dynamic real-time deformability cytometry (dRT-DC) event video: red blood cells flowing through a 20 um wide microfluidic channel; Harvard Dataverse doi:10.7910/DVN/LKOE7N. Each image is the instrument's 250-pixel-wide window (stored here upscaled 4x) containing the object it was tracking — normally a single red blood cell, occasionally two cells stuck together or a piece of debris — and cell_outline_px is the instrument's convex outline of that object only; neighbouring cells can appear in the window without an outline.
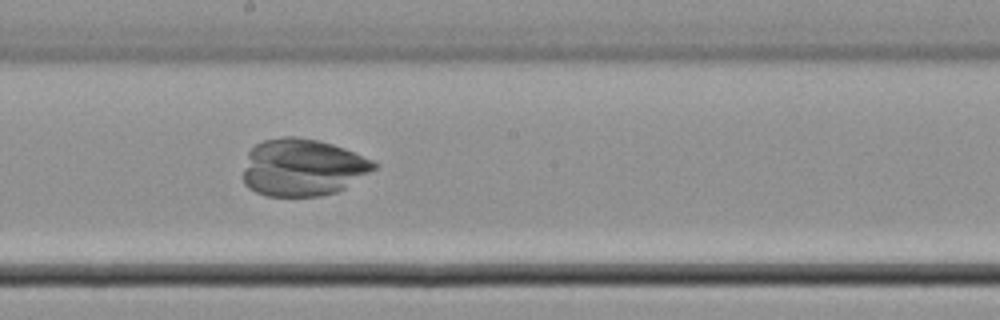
{"species": "common noctule bat (a hibernating species)", "species_latin": "Nyctalus noctula", "temperature_condition": "cold", "stored_images_in_passage": 39, "camera_frame_rate_fps": 3000, "um_per_image_px": 0.085, "animal": {"sex": "male", "body_mass_g": 21.5, "forearm_length_mm": 52.0}, "frame": {"image": 1, "passage_image": 25, "time_ms": 8.0, "image_size_px": [1000, 320], "cell_outline_px": [[380, 164], [376, 168], [344, 188], [336, 192], [320, 196], [268, 196], [256, 192], [248, 188], [244, 184], [244, 168], [248, 152], [256, 144], [264, 140], [284, 136], [296, 136], [320, 140], [344, 148], [372, 160]], "centroid_in_image_um": [25.71, 14.22], "position_along_channel_um": 222.5, "area_um2": 43.64}}
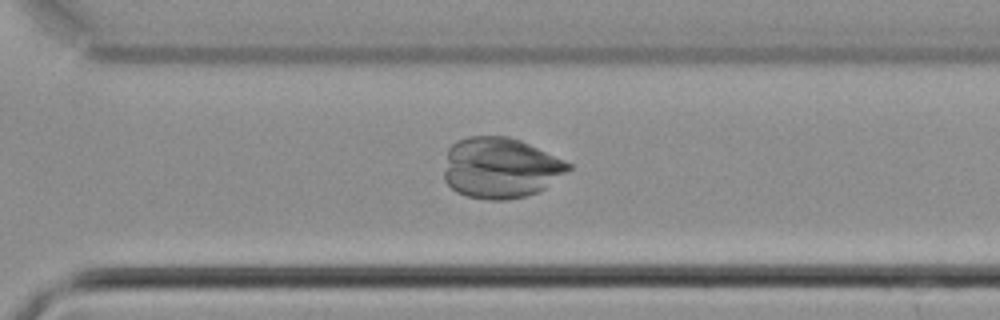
{"frame": {"image": 2, "passage_image": 32, "time_ms": 10.333, "image_size_px": [1000, 320], "cell_outline_px": [[572, 168], [568, 172], [544, 188], [536, 192], [524, 196], [508, 200], [488, 200], [468, 196], [456, 192], [444, 180], [444, 172], [448, 148], [456, 140], [468, 136], [508, 136], [520, 140], [564, 160], [572, 164]], "centroid_in_image_um": [42.52, 14.26], "position_along_channel_um": 328.1, "area_um2": 44.04}}